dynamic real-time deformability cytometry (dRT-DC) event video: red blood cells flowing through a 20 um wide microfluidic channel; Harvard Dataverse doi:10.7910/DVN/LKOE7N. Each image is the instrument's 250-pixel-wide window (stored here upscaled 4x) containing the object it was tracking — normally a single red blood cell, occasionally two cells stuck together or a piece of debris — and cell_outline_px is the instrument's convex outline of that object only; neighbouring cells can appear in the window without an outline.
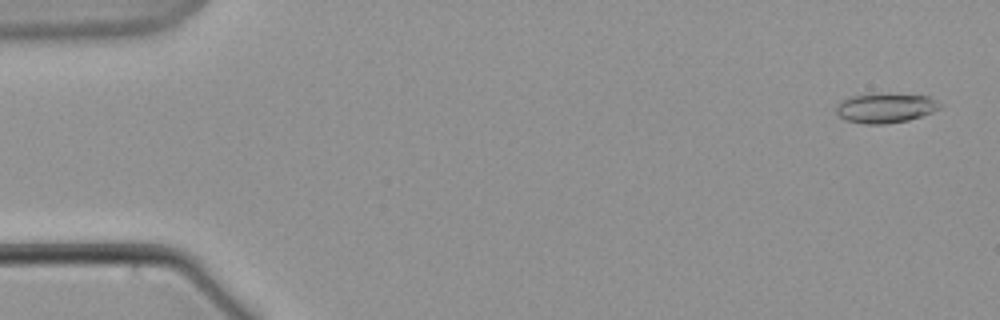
{"species": "common noctule bat (a hibernating species)", "species_latin": "Nyctalus noctula", "temperature_condition": "warm", "stored_images_in_passage": 60, "camera_frame_rate_fps": 3000, "um_per_image_px": 0.085, "animal": {"sex": "male", "body_mass_g": 21.5, "forearm_length_mm": 52.0}, "frame": {"image": 1, "passage_image": 3, "time_ms": 0.667, "image_size_px": [1000, 320], "cell_outline_px": [[944, 108], [908, 120], [884, 124], [864, 124], [844, 120], [836, 112], [836, 104], [848, 96], [872, 92], [888, 92], [928, 96], [944, 104]], "centroid_in_image_um": [75.27, 9.14], "position_along_channel_um": 9.7, "area_um2": 18.73}}
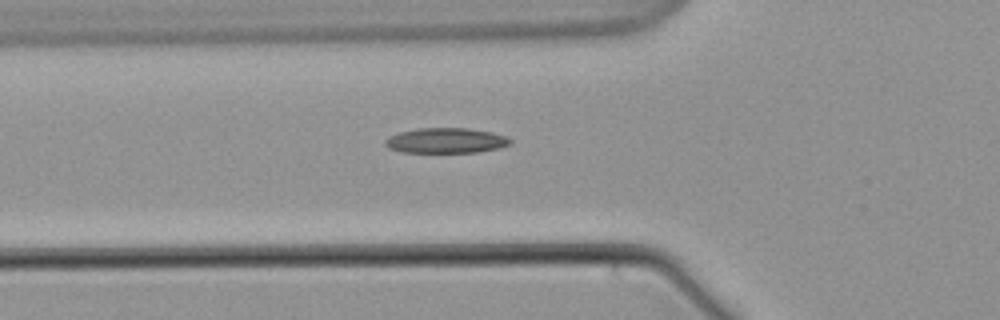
{"frame": {"image": 2, "passage_image": 22, "time_ms": 7.0, "image_size_px": [1000, 320], "cell_outline_px": [[512, 144], [500, 148], [476, 152], [400, 152], [388, 148], [384, 144], [384, 140], [400, 132], [416, 128], [468, 128], [492, 132], [508, 136], [512, 140]], "centroid_in_image_um": [37.94, 11.94], "position_along_channel_um": 87.9, "area_um2": 18.5}}
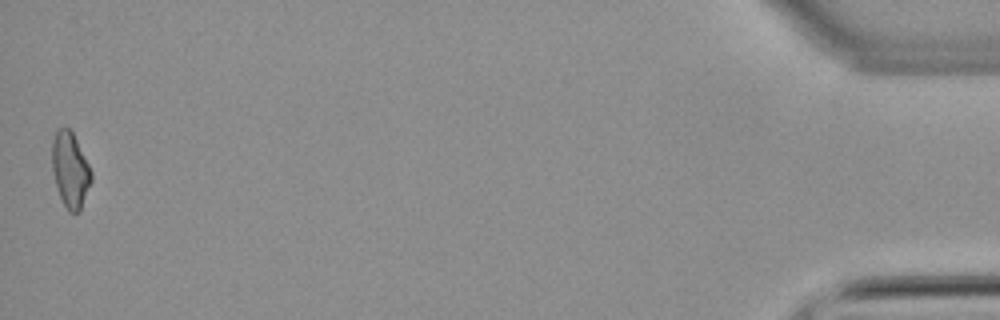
{"frame": {"image": 3, "passage_image": 60, "time_ms": 19.667, "image_size_px": [1000, 320], "cell_outline_px": [[92, 180], [80, 212], [68, 212], [60, 196], [52, 172], [52, 140], [56, 128], [68, 128], [72, 132], [92, 172]], "centroid_in_image_um": [5.96, 14.45], "position_along_channel_um": 429.2, "area_um2": 17.11}}